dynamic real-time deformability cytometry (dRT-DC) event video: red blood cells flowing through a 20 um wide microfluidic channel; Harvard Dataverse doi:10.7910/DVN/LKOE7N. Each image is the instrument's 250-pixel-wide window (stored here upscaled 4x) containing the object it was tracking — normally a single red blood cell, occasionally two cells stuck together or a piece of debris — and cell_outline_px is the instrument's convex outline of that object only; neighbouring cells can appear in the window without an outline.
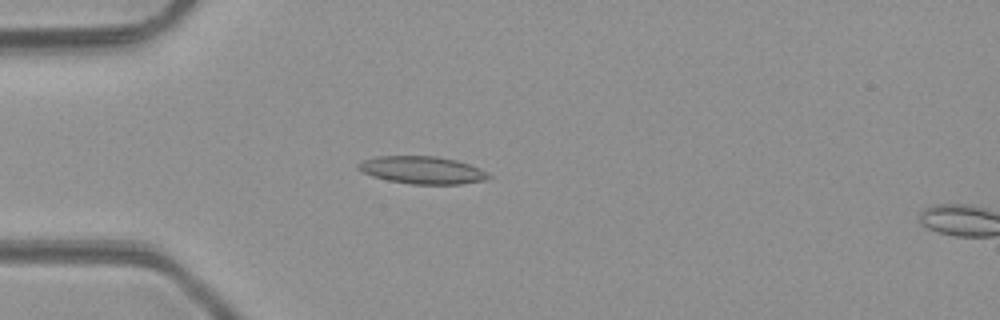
{"species": "common noctule bat (a hibernating species)", "species_latin": "Nyctalus noctula", "temperature_condition": "room temperature", "stored_images_in_passage": 6, "camera_frame_rate_fps": 3000, "um_per_image_px": 0.085, "animal": {"sex": "male", "body_mass_g": 23.1, "forearm_length_mm": 52.7}, "frame": {"image": 1, "passage_image": 5, "time_ms": 4.333, "image_size_px": [1000, 320], "cell_outline_px": [[492, 176], [488, 180], [460, 184], [412, 184], [388, 180], [372, 176], [356, 168], [356, 164], [360, 160], [376, 156], [436, 156], [456, 160], [480, 168], [488, 172]], "centroid_in_image_um": [35.89, 14.45], "position_along_channel_um": 49.1, "area_um2": 21.1}}